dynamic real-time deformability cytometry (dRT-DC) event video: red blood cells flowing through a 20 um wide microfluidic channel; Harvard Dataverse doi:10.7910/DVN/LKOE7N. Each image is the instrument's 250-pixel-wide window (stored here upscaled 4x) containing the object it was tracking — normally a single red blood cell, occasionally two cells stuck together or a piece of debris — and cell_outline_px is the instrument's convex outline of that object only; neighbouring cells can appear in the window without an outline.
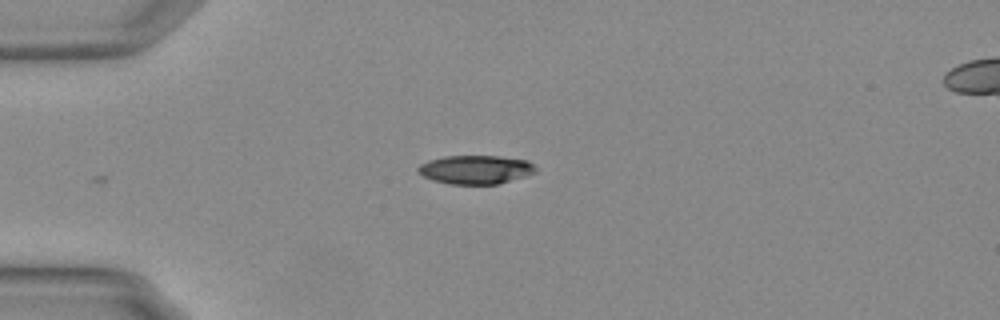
{"species": "Egyptian fruit bat (a non-hibernating species)", "species_latin": "Rousettus aegyptiacus", "temperature_condition": "warm", "stored_images_in_passage": 38, "camera_frame_rate_fps": 3000, "um_per_image_px": 0.085, "animal": {"sex": "female"}, "frame": {"image": 1, "passage_image": 1, "time_ms": 0.0, "image_size_px": [1000, 320], "cell_outline_px": [[536, 172], [524, 176], [496, 184], [448, 184], [432, 180], [424, 176], [416, 168], [420, 164], [428, 160], [444, 156], [500, 156], [528, 160], [536, 168]], "centroid_in_image_um": [40.41, 14.41], "position_along_channel_um": 44.6, "area_um2": 19.59}}
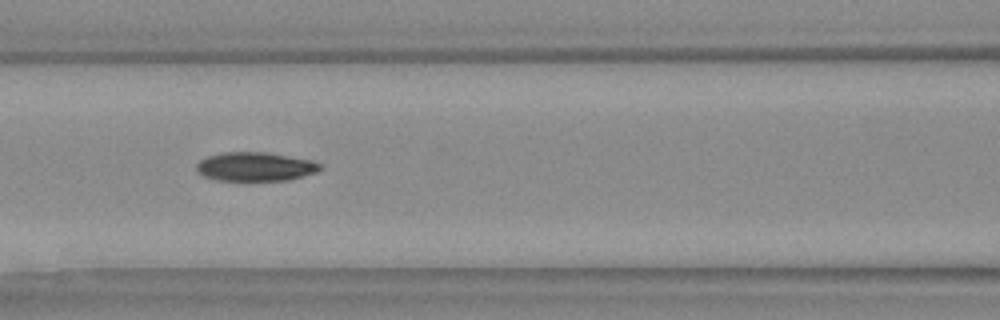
{"frame": {"image": 2, "passage_image": 11, "time_ms": 3.333, "image_size_px": [1000, 320], "cell_outline_px": [[320, 168], [316, 172], [288, 180], [216, 180], [204, 176], [196, 172], [196, 164], [200, 160], [208, 156], [224, 152], [264, 152], [312, 160], [320, 164]], "centroid_in_image_um": [21.65, 14.16], "position_along_channel_um": 144.9, "area_um2": 20.63}}
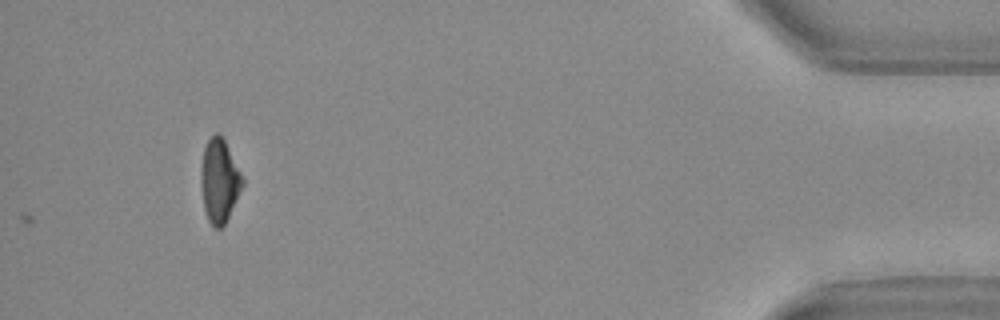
{"frame": {"image": 3, "passage_image": 38, "time_ms": 12.333, "image_size_px": [1000, 320], "cell_outline_px": [[244, 184], [224, 224], [220, 228], [216, 228], [208, 220], [204, 208], [200, 184], [200, 164], [204, 148], [208, 140], [216, 132], [224, 140], [244, 180]], "centroid_in_image_um": [18.62, 15.36], "position_along_channel_um": 416.6, "area_um2": 19.88}, "authors_computed_cell_mechanics": {"area_um2": 21.1259, "velocity_mm_per_s": 3.7504, "shape_relaxation_time_tau1_ms": 4.561, "shape_relaxation_time_tau2_ms": 5.5676, "deformation_change_tau1": 0.1479, "deformation_change_tau2": 0.1171}}